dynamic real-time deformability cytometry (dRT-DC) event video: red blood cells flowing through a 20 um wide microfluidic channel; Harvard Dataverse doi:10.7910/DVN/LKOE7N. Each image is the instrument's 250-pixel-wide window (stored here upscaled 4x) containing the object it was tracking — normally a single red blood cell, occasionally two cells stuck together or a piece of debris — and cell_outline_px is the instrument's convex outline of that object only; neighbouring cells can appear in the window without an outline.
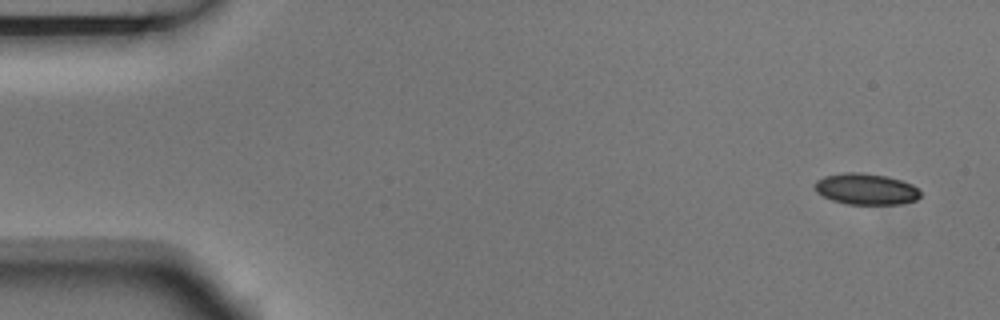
{"species": "Egyptian fruit bat (a non-hibernating species)", "species_latin": "Rousettus aegyptiacus", "temperature_condition": "room temperature", "stored_images_in_passage": 4, "camera_frame_rate_fps": 3000, "um_per_image_px": 0.085, "animal": {"sex": "male"}, "frame": {"image": 1, "passage_image": 1, "time_ms": 0.0, "image_size_px": [1000, 320], "cell_outline_px": [[920, 196], [916, 200], [900, 204], [848, 204], [832, 200], [816, 192], [812, 184], [816, 180], [824, 176], [844, 172], [860, 172], [888, 176], [912, 184], [920, 192]], "centroid_in_image_um": [73.57, 16.06], "position_along_channel_um": 11.4, "area_um2": 19.31}}
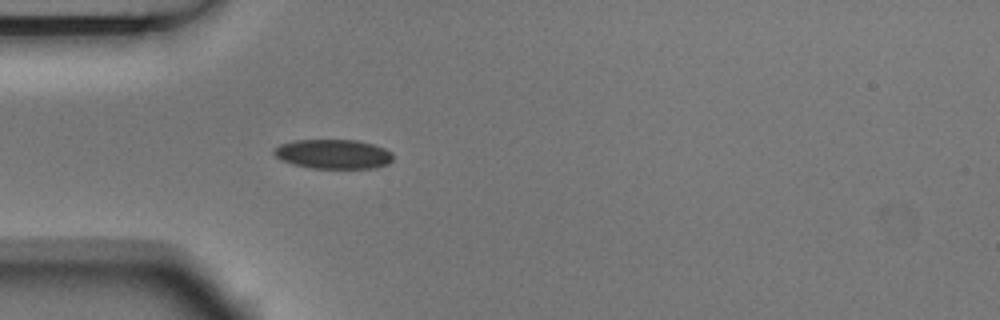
{"frame": {"image": 2, "passage_image": 4, "time_ms": 1.0, "image_size_px": [1000, 320], "cell_outline_px": [[392, 160], [388, 164], [376, 168], [312, 168], [292, 164], [280, 160], [272, 152], [280, 144], [296, 140], [356, 140], [372, 144], [384, 148], [392, 152]], "centroid_in_image_um": [28.33, 13.1], "position_along_channel_um": 56.7, "area_um2": 20.4}}